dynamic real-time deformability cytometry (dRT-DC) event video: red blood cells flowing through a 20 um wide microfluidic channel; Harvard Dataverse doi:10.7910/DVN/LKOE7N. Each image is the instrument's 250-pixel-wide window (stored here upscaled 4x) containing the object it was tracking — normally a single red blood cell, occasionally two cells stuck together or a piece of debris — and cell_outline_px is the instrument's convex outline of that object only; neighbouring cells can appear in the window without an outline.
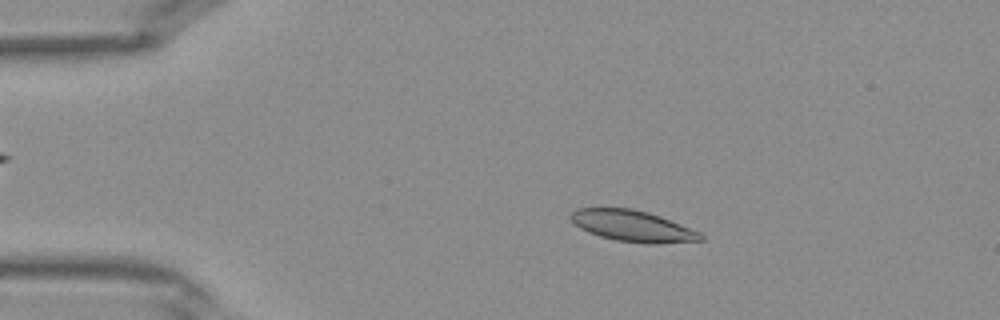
{"species": "Egyptian fruit bat (a non-hibernating species)", "species_latin": "Rousettus aegyptiacus", "temperature_condition": "warm", "stored_images_in_passage": 40, "camera_frame_rate_fps": 3000, "um_per_image_px": 0.085, "frame": {"image": 1, "passage_image": 7, "time_ms": 2.0, "image_size_px": [1000, 320], "cell_outline_px": [[704, 240], [656, 244], [644, 244], [616, 240], [600, 236], [588, 232], [580, 228], [568, 216], [576, 208], [632, 208], [648, 212], [660, 216], [700, 232], [704, 236]], "centroid_in_image_um": [53.78, 19.21], "position_along_channel_um": 31.2, "area_um2": 23.64}}
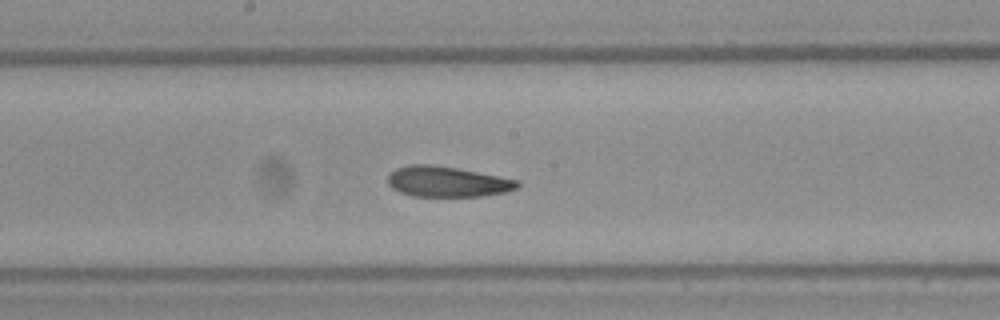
{"frame": {"image": 2, "passage_image": 21, "time_ms": 6.667, "image_size_px": [1000, 320], "cell_outline_px": [[520, 184], [516, 188], [504, 192], [480, 196], [412, 196], [400, 192], [392, 188], [388, 184], [388, 176], [396, 168], [408, 164], [428, 164], [456, 168], [520, 180]], "centroid_in_image_um": [37.99, 15.44], "position_along_channel_um": 210.2, "area_um2": 22.89}}
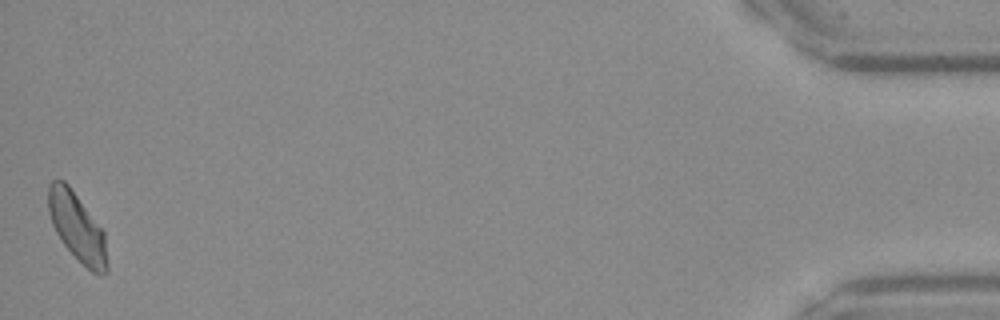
{"frame": {"image": 3, "passage_image": 40, "time_ms": 13.0, "image_size_px": [1000, 320], "cell_outline_px": [[108, 272], [100, 276], [92, 272], [64, 244], [56, 232], [52, 224], [48, 212], [48, 184], [52, 180], [64, 180], [68, 184], [104, 232], [108, 264]], "centroid_in_image_um": [6.56, 19.31], "position_along_channel_um": 428.6, "area_um2": 23.12}}